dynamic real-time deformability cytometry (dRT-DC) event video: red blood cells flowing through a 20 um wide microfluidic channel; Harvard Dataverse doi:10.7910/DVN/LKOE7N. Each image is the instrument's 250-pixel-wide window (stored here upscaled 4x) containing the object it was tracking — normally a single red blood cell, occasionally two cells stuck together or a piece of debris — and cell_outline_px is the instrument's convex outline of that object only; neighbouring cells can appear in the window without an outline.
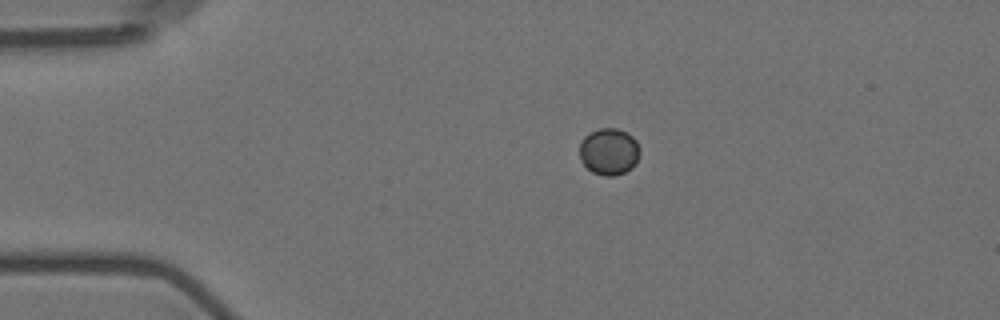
{"species": "Egyptian fruit bat (a non-hibernating species)", "species_latin": "Rousettus aegyptiacus", "temperature_condition": "room temperature", "stored_images_in_passage": 9, "camera_frame_rate_fps": 3000, "um_per_image_px": 0.085, "animal": {"sex": "female"}, "frame": {"image": 1, "passage_image": 1, "time_ms": 0.0, "image_size_px": [1000, 320], "cell_outline_px": [[640, 152], [636, 164], [632, 168], [624, 172], [612, 176], [604, 176], [592, 172], [580, 160], [580, 140], [584, 136], [600, 128], [616, 128], [628, 132], [636, 140], [640, 148]], "centroid_in_image_um": [51.78, 12.88], "position_along_channel_um": 33.2, "area_um2": 16.59}}
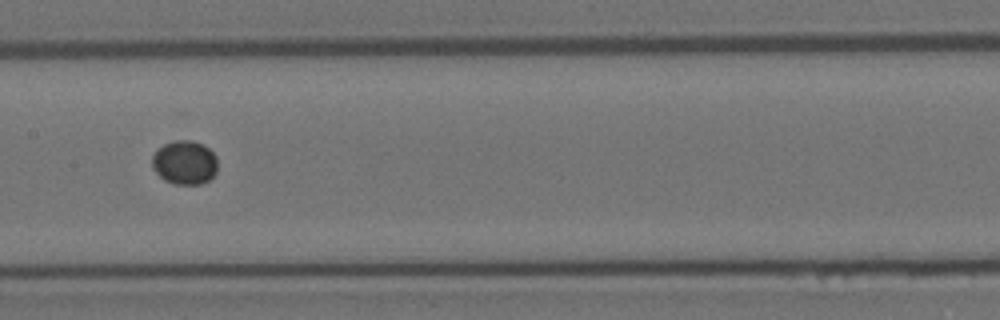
{"frame": {"image": 2, "passage_image": 6, "time_ms": 5.667, "image_size_px": [1000, 320], "cell_outline_px": [[216, 172], [208, 180], [200, 184], [172, 184], [164, 180], [152, 168], [152, 156], [164, 144], [172, 140], [192, 140], [204, 144], [216, 156]], "centroid_in_image_um": [15.69, 13.81], "position_along_channel_um": 191.7, "area_um2": 16.76}}
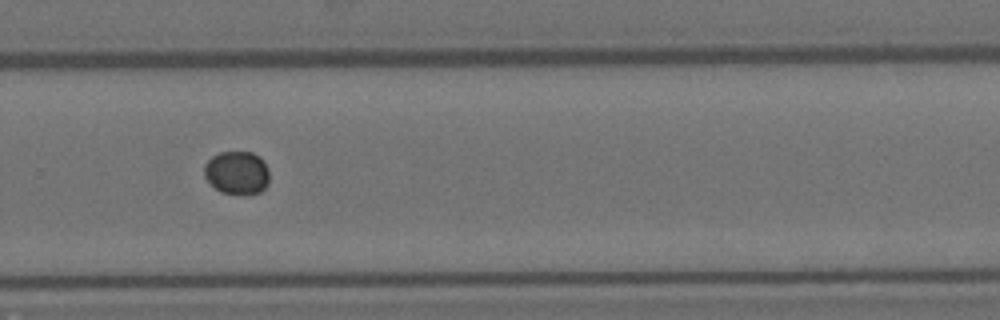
{"frame": {"image": 3, "passage_image": 9, "time_ms": 9.0, "image_size_px": [1000, 320], "cell_outline_px": [[268, 184], [260, 192], [248, 196], [240, 196], [220, 192], [204, 176], [204, 164], [212, 156], [220, 152], [252, 152], [260, 156], [264, 160], [268, 168]], "centroid_in_image_um": [20.16, 14.7], "position_along_channel_um": 309.6, "area_um2": 16.82}}